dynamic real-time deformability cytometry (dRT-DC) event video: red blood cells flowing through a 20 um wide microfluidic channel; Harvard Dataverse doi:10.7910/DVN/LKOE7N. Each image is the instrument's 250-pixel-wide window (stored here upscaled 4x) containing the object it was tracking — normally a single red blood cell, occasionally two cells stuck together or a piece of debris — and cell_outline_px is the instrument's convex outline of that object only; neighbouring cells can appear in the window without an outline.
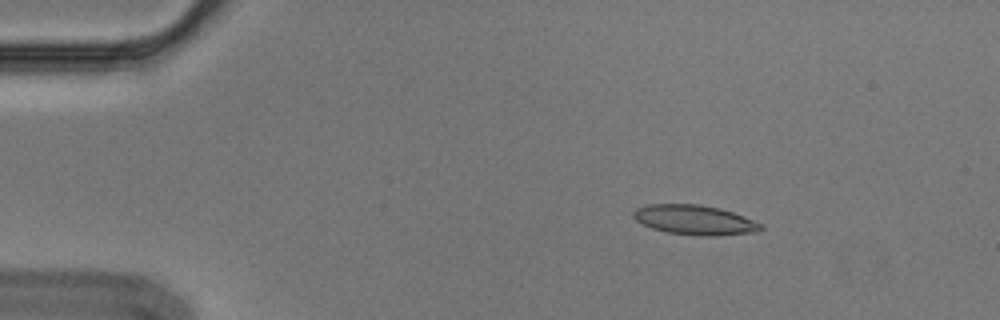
{"species": "Egyptian fruit bat (a non-hibernating species)", "species_latin": "Rousettus aegyptiacus", "temperature_condition": "cold", "stored_images_in_passage": 4, "camera_frame_rate_fps": 3000, "um_per_image_px": 0.085, "animal": {"sex": "male"}, "frame": {"image": 1, "passage_image": 2, "time_ms": 0.333, "image_size_px": [1000, 320], "cell_outline_px": [[764, 228], [760, 232], [712, 236], [704, 236], [668, 232], [652, 228], [636, 220], [632, 216], [632, 212], [636, 208], [648, 204], [700, 204], [720, 208], [744, 216], [764, 224]], "centroid_in_image_um": [59.09, 18.69], "position_along_channel_um": 25.9, "area_um2": 22.2}}